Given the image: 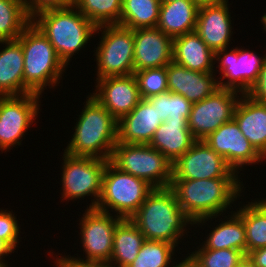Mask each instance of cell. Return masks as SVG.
<instances>
[{"label": "cell", "instance_id": "obj_1", "mask_svg": "<svg viewBox=\"0 0 266 267\" xmlns=\"http://www.w3.org/2000/svg\"><path fill=\"white\" fill-rule=\"evenodd\" d=\"M232 171L226 178L205 180H172L169 188L193 225H205L206 221L231 209V203L240 197L243 190L240 177Z\"/></svg>", "mask_w": 266, "mask_h": 267}, {"label": "cell", "instance_id": "obj_2", "mask_svg": "<svg viewBox=\"0 0 266 267\" xmlns=\"http://www.w3.org/2000/svg\"><path fill=\"white\" fill-rule=\"evenodd\" d=\"M130 220L146 240L170 242L176 247L187 234V225H193L169 187L154 188Z\"/></svg>", "mask_w": 266, "mask_h": 267}, {"label": "cell", "instance_id": "obj_3", "mask_svg": "<svg viewBox=\"0 0 266 267\" xmlns=\"http://www.w3.org/2000/svg\"><path fill=\"white\" fill-rule=\"evenodd\" d=\"M76 122L71 141L64 150L72 156L109 160L117 143L118 121L92 95Z\"/></svg>", "mask_w": 266, "mask_h": 267}, {"label": "cell", "instance_id": "obj_4", "mask_svg": "<svg viewBox=\"0 0 266 267\" xmlns=\"http://www.w3.org/2000/svg\"><path fill=\"white\" fill-rule=\"evenodd\" d=\"M32 22L47 37L66 66L74 53L85 48L97 33V26L75 6L41 11L32 17Z\"/></svg>", "mask_w": 266, "mask_h": 267}, {"label": "cell", "instance_id": "obj_5", "mask_svg": "<svg viewBox=\"0 0 266 267\" xmlns=\"http://www.w3.org/2000/svg\"><path fill=\"white\" fill-rule=\"evenodd\" d=\"M17 40L24 56V95H42L44 87L59 84L66 65L42 31L31 22Z\"/></svg>", "mask_w": 266, "mask_h": 267}, {"label": "cell", "instance_id": "obj_6", "mask_svg": "<svg viewBox=\"0 0 266 267\" xmlns=\"http://www.w3.org/2000/svg\"><path fill=\"white\" fill-rule=\"evenodd\" d=\"M153 189L145 180L120 171L108 161L96 209L106 213L111 210L122 219H130Z\"/></svg>", "mask_w": 266, "mask_h": 267}, {"label": "cell", "instance_id": "obj_7", "mask_svg": "<svg viewBox=\"0 0 266 267\" xmlns=\"http://www.w3.org/2000/svg\"><path fill=\"white\" fill-rule=\"evenodd\" d=\"M110 162L120 171L145 180L153 188H168L173 164L149 144L117 142Z\"/></svg>", "mask_w": 266, "mask_h": 267}, {"label": "cell", "instance_id": "obj_8", "mask_svg": "<svg viewBox=\"0 0 266 267\" xmlns=\"http://www.w3.org/2000/svg\"><path fill=\"white\" fill-rule=\"evenodd\" d=\"M100 42L95 48L97 79L134 74V31L124 26L101 25Z\"/></svg>", "mask_w": 266, "mask_h": 267}, {"label": "cell", "instance_id": "obj_9", "mask_svg": "<svg viewBox=\"0 0 266 267\" xmlns=\"http://www.w3.org/2000/svg\"><path fill=\"white\" fill-rule=\"evenodd\" d=\"M63 156L61 200H78L93 195L94 199L87 208H96L101 196L103 173L109 160L72 156L65 152Z\"/></svg>", "mask_w": 266, "mask_h": 267}, {"label": "cell", "instance_id": "obj_10", "mask_svg": "<svg viewBox=\"0 0 266 267\" xmlns=\"http://www.w3.org/2000/svg\"><path fill=\"white\" fill-rule=\"evenodd\" d=\"M239 93V94H238ZM240 92L218 88L209 97L192 103L188 122L193 137L204 140L221 125L233 119Z\"/></svg>", "mask_w": 266, "mask_h": 267}, {"label": "cell", "instance_id": "obj_11", "mask_svg": "<svg viewBox=\"0 0 266 267\" xmlns=\"http://www.w3.org/2000/svg\"><path fill=\"white\" fill-rule=\"evenodd\" d=\"M40 95L0 96V150L21 145L40 110ZM24 135V136H23Z\"/></svg>", "mask_w": 266, "mask_h": 267}, {"label": "cell", "instance_id": "obj_12", "mask_svg": "<svg viewBox=\"0 0 266 267\" xmlns=\"http://www.w3.org/2000/svg\"><path fill=\"white\" fill-rule=\"evenodd\" d=\"M265 57L266 54L258 57L253 51L237 47L229 51L227 48L215 51L214 61H219L217 66L222 73L217 78L219 87L247 94L258 80ZM226 78L228 80L224 81Z\"/></svg>", "mask_w": 266, "mask_h": 267}, {"label": "cell", "instance_id": "obj_13", "mask_svg": "<svg viewBox=\"0 0 266 267\" xmlns=\"http://www.w3.org/2000/svg\"><path fill=\"white\" fill-rule=\"evenodd\" d=\"M109 212L96 208H87L80 221L81 244L86 253L85 258L76 257L83 261L109 262L112 255L113 237L117 224L122 220Z\"/></svg>", "mask_w": 266, "mask_h": 267}, {"label": "cell", "instance_id": "obj_14", "mask_svg": "<svg viewBox=\"0 0 266 267\" xmlns=\"http://www.w3.org/2000/svg\"><path fill=\"white\" fill-rule=\"evenodd\" d=\"M233 169L204 140H197L172 167V180L226 178Z\"/></svg>", "mask_w": 266, "mask_h": 267}, {"label": "cell", "instance_id": "obj_15", "mask_svg": "<svg viewBox=\"0 0 266 267\" xmlns=\"http://www.w3.org/2000/svg\"><path fill=\"white\" fill-rule=\"evenodd\" d=\"M205 143L237 173L244 165L263 162L265 158L242 134L236 121L232 119L221 125L204 139Z\"/></svg>", "mask_w": 266, "mask_h": 267}, {"label": "cell", "instance_id": "obj_16", "mask_svg": "<svg viewBox=\"0 0 266 267\" xmlns=\"http://www.w3.org/2000/svg\"><path fill=\"white\" fill-rule=\"evenodd\" d=\"M92 95L110 114L119 121L130 113L141 100L134 74L110 76L96 80Z\"/></svg>", "mask_w": 266, "mask_h": 267}, {"label": "cell", "instance_id": "obj_17", "mask_svg": "<svg viewBox=\"0 0 266 267\" xmlns=\"http://www.w3.org/2000/svg\"><path fill=\"white\" fill-rule=\"evenodd\" d=\"M134 72L173 61V39L155 28L134 29Z\"/></svg>", "mask_w": 266, "mask_h": 267}, {"label": "cell", "instance_id": "obj_18", "mask_svg": "<svg viewBox=\"0 0 266 267\" xmlns=\"http://www.w3.org/2000/svg\"><path fill=\"white\" fill-rule=\"evenodd\" d=\"M229 2L199 7L195 32L214 52L228 49L232 36Z\"/></svg>", "mask_w": 266, "mask_h": 267}, {"label": "cell", "instance_id": "obj_19", "mask_svg": "<svg viewBox=\"0 0 266 267\" xmlns=\"http://www.w3.org/2000/svg\"><path fill=\"white\" fill-rule=\"evenodd\" d=\"M216 72H197L172 61L167 65L168 91L184 96L191 103L200 102L219 88Z\"/></svg>", "mask_w": 266, "mask_h": 267}, {"label": "cell", "instance_id": "obj_20", "mask_svg": "<svg viewBox=\"0 0 266 267\" xmlns=\"http://www.w3.org/2000/svg\"><path fill=\"white\" fill-rule=\"evenodd\" d=\"M162 123L155 105L141 99L130 113L118 121L117 142L149 144Z\"/></svg>", "mask_w": 266, "mask_h": 267}, {"label": "cell", "instance_id": "obj_21", "mask_svg": "<svg viewBox=\"0 0 266 267\" xmlns=\"http://www.w3.org/2000/svg\"><path fill=\"white\" fill-rule=\"evenodd\" d=\"M233 119L242 134L266 159V104L242 94L236 104Z\"/></svg>", "mask_w": 266, "mask_h": 267}, {"label": "cell", "instance_id": "obj_22", "mask_svg": "<svg viewBox=\"0 0 266 267\" xmlns=\"http://www.w3.org/2000/svg\"><path fill=\"white\" fill-rule=\"evenodd\" d=\"M215 52L195 32L173 38V61L197 72H215Z\"/></svg>", "mask_w": 266, "mask_h": 267}, {"label": "cell", "instance_id": "obj_23", "mask_svg": "<svg viewBox=\"0 0 266 267\" xmlns=\"http://www.w3.org/2000/svg\"><path fill=\"white\" fill-rule=\"evenodd\" d=\"M197 140L188 128L187 120H165L149 143L172 164L185 154Z\"/></svg>", "mask_w": 266, "mask_h": 267}, {"label": "cell", "instance_id": "obj_24", "mask_svg": "<svg viewBox=\"0 0 266 267\" xmlns=\"http://www.w3.org/2000/svg\"><path fill=\"white\" fill-rule=\"evenodd\" d=\"M5 43V44H4ZM0 96L24 95V56L21 43L0 41Z\"/></svg>", "mask_w": 266, "mask_h": 267}, {"label": "cell", "instance_id": "obj_25", "mask_svg": "<svg viewBox=\"0 0 266 267\" xmlns=\"http://www.w3.org/2000/svg\"><path fill=\"white\" fill-rule=\"evenodd\" d=\"M199 7L194 0L161 2L157 28L172 39L195 31Z\"/></svg>", "mask_w": 266, "mask_h": 267}, {"label": "cell", "instance_id": "obj_26", "mask_svg": "<svg viewBox=\"0 0 266 267\" xmlns=\"http://www.w3.org/2000/svg\"><path fill=\"white\" fill-rule=\"evenodd\" d=\"M144 235L130 219H122L116 226L110 263L115 267H128L137 257Z\"/></svg>", "mask_w": 266, "mask_h": 267}, {"label": "cell", "instance_id": "obj_27", "mask_svg": "<svg viewBox=\"0 0 266 267\" xmlns=\"http://www.w3.org/2000/svg\"><path fill=\"white\" fill-rule=\"evenodd\" d=\"M228 217L227 221H222L210 231L206 241L198 249H235L246 255V229L243 220L235 211Z\"/></svg>", "mask_w": 266, "mask_h": 267}, {"label": "cell", "instance_id": "obj_28", "mask_svg": "<svg viewBox=\"0 0 266 267\" xmlns=\"http://www.w3.org/2000/svg\"><path fill=\"white\" fill-rule=\"evenodd\" d=\"M241 208V209H240ZM237 210L246 229V255L266 247V198L248 202Z\"/></svg>", "mask_w": 266, "mask_h": 267}, {"label": "cell", "instance_id": "obj_29", "mask_svg": "<svg viewBox=\"0 0 266 267\" xmlns=\"http://www.w3.org/2000/svg\"><path fill=\"white\" fill-rule=\"evenodd\" d=\"M161 0H123L118 25L129 29L155 28L159 18Z\"/></svg>", "mask_w": 266, "mask_h": 267}, {"label": "cell", "instance_id": "obj_30", "mask_svg": "<svg viewBox=\"0 0 266 267\" xmlns=\"http://www.w3.org/2000/svg\"><path fill=\"white\" fill-rule=\"evenodd\" d=\"M31 22L21 0H0V41L16 40Z\"/></svg>", "mask_w": 266, "mask_h": 267}, {"label": "cell", "instance_id": "obj_31", "mask_svg": "<svg viewBox=\"0 0 266 267\" xmlns=\"http://www.w3.org/2000/svg\"><path fill=\"white\" fill-rule=\"evenodd\" d=\"M123 0H74V6L97 27L119 24Z\"/></svg>", "mask_w": 266, "mask_h": 267}, {"label": "cell", "instance_id": "obj_32", "mask_svg": "<svg viewBox=\"0 0 266 267\" xmlns=\"http://www.w3.org/2000/svg\"><path fill=\"white\" fill-rule=\"evenodd\" d=\"M175 247L170 242L145 240L136 259L128 267H169L174 259Z\"/></svg>", "mask_w": 266, "mask_h": 267}, {"label": "cell", "instance_id": "obj_33", "mask_svg": "<svg viewBox=\"0 0 266 267\" xmlns=\"http://www.w3.org/2000/svg\"><path fill=\"white\" fill-rule=\"evenodd\" d=\"M145 100L150 105H155L156 112L163 122L189 119L192 103L180 94L167 91Z\"/></svg>", "mask_w": 266, "mask_h": 267}, {"label": "cell", "instance_id": "obj_34", "mask_svg": "<svg viewBox=\"0 0 266 267\" xmlns=\"http://www.w3.org/2000/svg\"><path fill=\"white\" fill-rule=\"evenodd\" d=\"M244 256L235 249H197L188 257L199 267H236Z\"/></svg>", "mask_w": 266, "mask_h": 267}, {"label": "cell", "instance_id": "obj_35", "mask_svg": "<svg viewBox=\"0 0 266 267\" xmlns=\"http://www.w3.org/2000/svg\"><path fill=\"white\" fill-rule=\"evenodd\" d=\"M134 76L141 99H147L168 91L167 65L135 71Z\"/></svg>", "mask_w": 266, "mask_h": 267}, {"label": "cell", "instance_id": "obj_36", "mask_svg": "<svg viewBox=\"0 0 266 267\" xmlns=\"http://www.w3.org/2000/svg\"><path fill=\"white\" fill-rule=\"evenodd\" d=\"M13 211L0 209V239L5 240L14 250L19 244L20 227Z\"/></svg>", "mask_w": 266, "mask_h": 267}, {"label": "cell", "instance_id": "obj_37", "mask_svg": "<svg viewBox=\"0 0 266 267\" xmlns=\"http://www.w3.org/2000/svg\"><path fill=\"white\" fill-rule=\"evenodd\" d=\"M28 15L32 18L37 13L48 10L74 6V0H21Z\"/></svg>", "mask_w": 266, "mask_h": 267}, {"label": "cell", "instance_id": "obj_38", "mask_svg": "<svg viewBox=\"0 0 266 267\" xmlns=\"http://www.w3.org/2000/svg\"><path fill=\"white\" fill-rule=\"evenodd\" d=\"M56 267H115L110 262L105 261H83L73 256H61L55 259Z\"/></svg>", "mask_w": 266, "mask_h": 267}, {"label": "cell", "instance_id": "obj_39", "mask_svg": "<svg viewBox=\"0 0 266 267\" xmlns=\"http://www.w3.org/2000/svg\"><path fill=\"white\" fill-rule=\"evenodd\" d=\"M253 100L266 104V57L259 73L257 82L247 93Z\"/></svg>", "mask_w": 266, "mask_h": 267}, {"label": "cell", "instance_id": "obj_40", "mask_svg": "<svg viewBox=\"0 0 266 267\" xmlns=\"http://www.w3.org/2000/svg\"><path fill=\"white\" fill-rule=\"evenodd\" d=\"M248 256L257 267H266V247L253 250Z\"/></svg>", "mask_w": 266, "mask_h": 267}, {"label": "cell", "instance_id": "obj_41", "mask_svg": "<svg viewBox=\"0 0 266 267\" xmlns=\"http://www.w3.org/2000/svg\"><path fill=\"white\" fill-rule=\"evenodd\" d=\"M14 249L3 239H0V267H9L5 256L14 253ZM6 261V262H5Z\"/></svg>", "mask_w": 266, "mask_h": 267}, {"label": "cell", "instance_id": "obj_42", "mask_svg": "<svg viewBox=\"0 0 266 267\" xmlns=\"http://www.w3.org/2000/svg\"><path fill=\"white\" fill-rule=\"evenodd\" d=\"M236 267H257V266L250 259V257L248 255H245Z\"/></svg>", "mask_w": 266, "mask_h": 267}, {"label": "cell", "instance_id": "obj_43", "mask_svg": "<svg viewBox=\"0 0 266 267\" xmlns=\"http://www.w3.org/2000/svg\"><path fill=\"white\" fill-rule=\"evenodd\" d=\"M176 267H199L196 263H194L189 257L186 256L180 263L176 265Z\"/></svg>", "mask_w": 266, "mask_h": 267}, {"label": "cell", "instance_id": "obj_44", "mask_svg": "<svg viewBox=\"0 0 266 267\" xmlns=\"http://www.w3.org/2000/svg\"><path fill=\"white\" fill-rule=\"evenodd\" d=\"M199 6L220 4L228 2V0H194Z\"/></svg>", "mask_w": 266, "mask_h": 267}, {"label": "cell", "instance_id": "obj_45", "mask_svg": "<svg viewBox=\"0 0 266 267\" xmlns=\"http://www.w3.org/2000/svg\"><path fill=\"white\" fill-rule=\"evenodd\" d=\"M261 22L263 24L264 30L266 32V13L262 16Z\"/></svg>", "mask_w": 266, "mask_h": 267}, {"label": "cell", "instance_id": "obj_46", "mask_svg": "<svg viewBox=\"0 0 266 267\" xmlns=\"http://www.w3.org/2000/svg\"><path fill=\"white\" fill-rule=\"evenodd\" d=\"M175 1H179V0H161V2H175Z\"/></svg>", "mask_w": 266, "mask_h": 267}]
</instances>
